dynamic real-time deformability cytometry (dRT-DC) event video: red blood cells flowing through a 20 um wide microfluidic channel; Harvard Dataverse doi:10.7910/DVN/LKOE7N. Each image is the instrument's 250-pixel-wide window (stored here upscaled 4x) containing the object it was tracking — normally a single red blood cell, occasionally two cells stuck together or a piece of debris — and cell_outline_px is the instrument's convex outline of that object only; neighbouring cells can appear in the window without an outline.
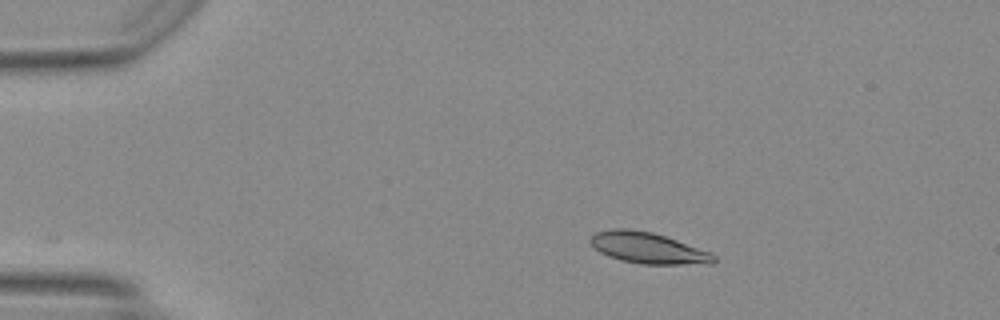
{"species": "Egyptian fruit bat (a non-hibernating species)", "species_latin": "Rousettus aegyptiacus", "temperature_condition": "warm", "stored_images_in_passage": 41, "camera_frame_rate_fps": 3000, "um_per_image_px": 0.085, "animal": {"sex": "female"}, "frame": {"image": 1, "passage_image": 1, "time_ms": 0.0, "image_size_px": [1000, 320], "cell_outline_px": [[716, 260], [712, 264], [644, 264], [620, 260], [608, 256], [600, 252], [588, 240], [596, 232], [612, 228], [628, 228], [652, 232], [712, 252], [716, 256]], "centroid_in_image_um": [55.1, 21.08], "position_along_channel_um": 29.9, "area_um2": 22.37}}
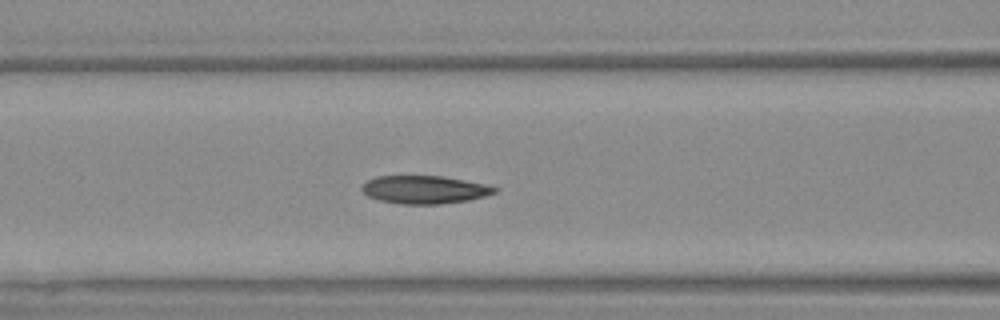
{"frame": {"image": 2, "passage_image": 13, "time_ms": 4.0, "image_size_px": [1000, 320], "cell_outline_px": [[500, 188], [496, 192], [484, 196], [468, 200], [440, 204], [400, 204], [380, 200], [368, 196], [360, 188], [368, 180], [376, 176], [440, 176], [464, 180], [484, 184]], "centroid_in_image_um": [36.08, 16.12], "position_along_channel_um": 130.5, "area_um2": 21.5}}
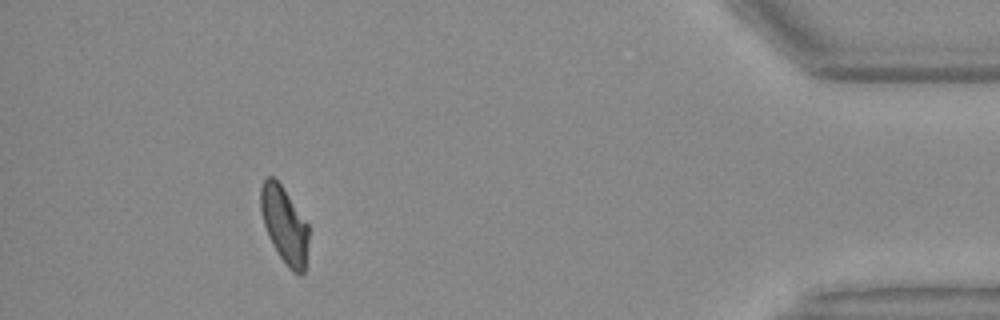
{"frame": {"image": 3, "passage_image": 37, "time_ms": 12.0, "image_size_px": [1000, 320], "cell_outline_px": [[308, 240], [304, 272], [300, 276], [292, 272], [288, 268], [272, 244], [268, 236], [260, 212], [260, 188], [264, 180], [268, 176], [272, 176], [280, 184], [308, 224]], "centroid_in_image_um": [24.16, 19.14], "position_along_channel_um": 411.0, "area_um2": 21.21}, "authors_computed_cell_mechanics": {"area_um2": 21.7328, "velocity_mm_per_s": 4.1891, "shape_relaxation_time_tau1_ms": null, "shape_relaxation_time_tau2_ms": 3.4574, "deformation_change_tau1": null, "deformation_change_tau2": 0.0804}}